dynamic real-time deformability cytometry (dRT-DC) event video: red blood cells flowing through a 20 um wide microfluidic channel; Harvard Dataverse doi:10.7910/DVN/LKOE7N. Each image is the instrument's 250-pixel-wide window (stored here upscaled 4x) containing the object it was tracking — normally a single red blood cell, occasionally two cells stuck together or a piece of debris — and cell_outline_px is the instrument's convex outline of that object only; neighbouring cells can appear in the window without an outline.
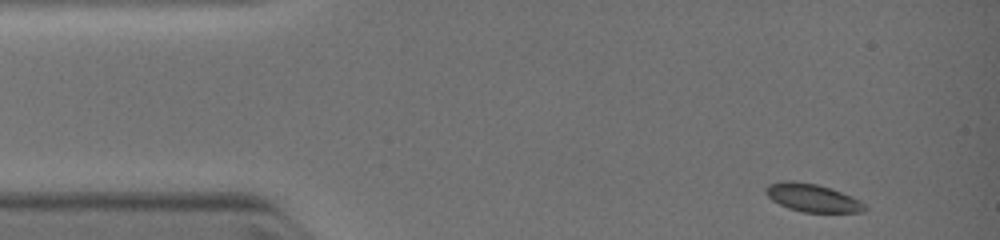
{"species": "common noctule bat (a hibernating species)", "species_latin": "Nyctalus noctula", "temperature_condition": "warm", "stored_images_in_passage": 15, "camera_frame_rate_fps": 3000, "um_per_image_px": 0.085, "animal": {"sex": "female", "body_mass_g": 19.0, "forearm_length_mm": 51.5}, "frame": {"image": 1, "passage_image": 1, "time_ms": 0.0, "image_size_px": [1000, 240], "cell_outline_px": [[868, 208], [864, 212], [804, 212], [788, 208], [772, 200], [764, 192], [764, 188], [768, 184], [780, 180], [792, 180], [816, 184], [832, 188], [852, 196], [860, 200]], "centroid_in_image_um": [69.04, 16.8], "position_along_channel_um": 16.0, "area_um2": 16.36}}
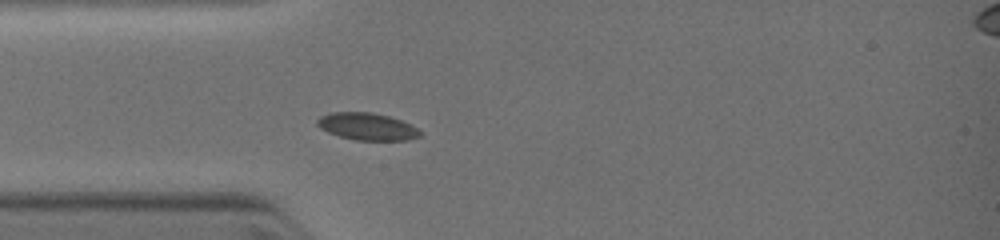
{"frame": {"image": 2, "passage_image": 10, "time_ms": 2.333, "image_size_px": [1000, 240], "cell_outline_px": [[424, 136], [408, 140], [356, 140], [340, 136], [328, 132], [320, 128], [316, 124], [316, 120], [320, 116], [332, 112], [368, 112], [388, 116], [400, 120], [416, 128]], "centroid_in_image_um": [31.19, 10.76], "position_along_channel_um": 53.8, "area_um2": 16.18}}